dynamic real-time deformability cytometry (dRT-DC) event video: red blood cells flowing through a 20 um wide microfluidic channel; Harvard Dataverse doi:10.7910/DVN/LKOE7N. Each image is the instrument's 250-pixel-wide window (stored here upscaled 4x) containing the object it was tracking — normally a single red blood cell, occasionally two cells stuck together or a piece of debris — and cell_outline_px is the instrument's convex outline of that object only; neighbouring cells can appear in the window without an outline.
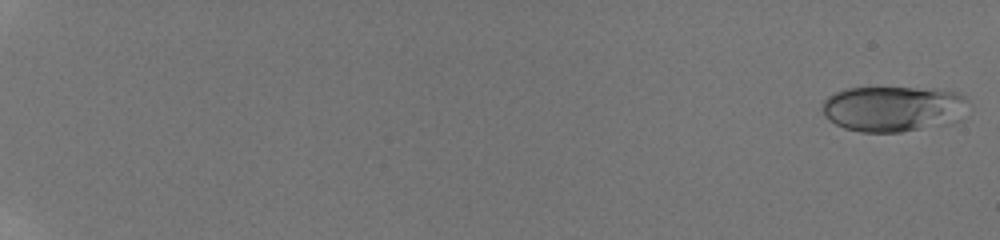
{"species": "human", "species_latin": "Homo sapiens", "temperature_condition": "room temperature", "stored_images_in_passage": 26, "camera_frame_rate_fps": 3000, "um_per_image_px": 0.085, "donor": {"sex": "male"}, "frame": {"image": 1, "passage_image": 1, "time_ms": 0.0, "image_size_px": [1000, 240], "cell_outline_px": [[968, 100], [960, 120], [952, 124], [900, 132], [860, 132], [844, 128], [828, 120], [824, 116], [824, 100], [828, 96], [844, 88], [936, 88], [956, 92], [964, 96]], "centroid_in_image_um": [75.96, 9.25], "position_along_channel_um": 9.0, "area_um2": 39.19}}
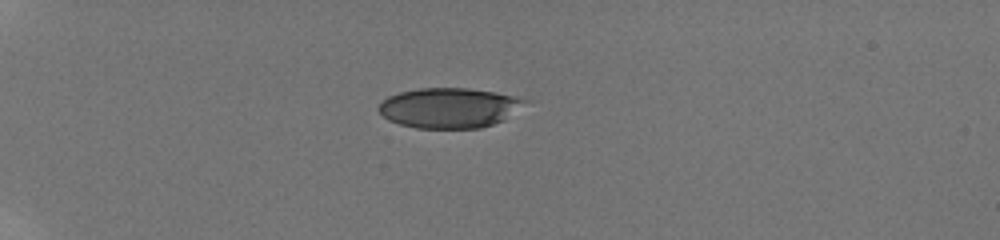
{"frame": {"image": 2, "passage_image": 22, "time_ms": 5.667, "image_size_px": [1000, 240], "cell_outline_px": [[532, 100], [504, 120], [480, 128], [416, 128], [400, 124], [388, 120], [376, 108], [380, 100], [388, 96], [400, 92], [420, 88], [468, 88], [496, 92], [516, 96]], "centroid_in_image_um": [38.2, 9.16], "position_along_channel_um": 46.8, "area_um2": 34.51}}